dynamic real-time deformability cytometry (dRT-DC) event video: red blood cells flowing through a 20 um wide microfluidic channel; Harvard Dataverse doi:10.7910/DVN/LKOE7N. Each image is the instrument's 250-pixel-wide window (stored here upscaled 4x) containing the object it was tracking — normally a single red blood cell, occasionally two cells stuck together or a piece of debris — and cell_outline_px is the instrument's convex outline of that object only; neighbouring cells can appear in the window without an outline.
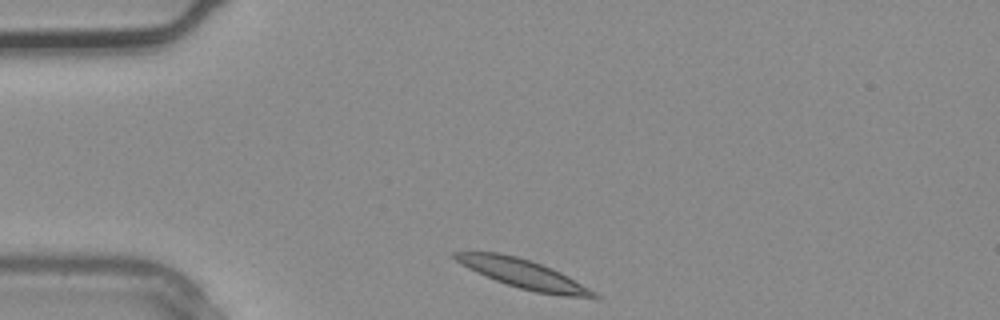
{"species": "common noctule bat (a hibernating species)", "species_latin": "Nyctalus noctula", "temperature_condition": "warm", "stored_images_in_passage": 2, "camera_frame_rate_fps": 3000, "um_per_image_px": 0.085, "animal": {"sex": "male", "body_mass_g": 20.4}, "frame": {"image": 1, "passage_image": 1, "time_ms": 0.0, "image_size_px": [1000, 320], "cell_outline_px": [[600, 296], [560, 296], [536, 292], [520, 288], [496, 280], [476, 272], [468, 268], [456, 260], [448, 252], [500, 252], [516, 256], [552, 268], [568, 276], [596, 292]], "centroid_in_image_um": [44.42, 23.26], "position_along_channel_um": 40.6, "area_um2": 22.89}}